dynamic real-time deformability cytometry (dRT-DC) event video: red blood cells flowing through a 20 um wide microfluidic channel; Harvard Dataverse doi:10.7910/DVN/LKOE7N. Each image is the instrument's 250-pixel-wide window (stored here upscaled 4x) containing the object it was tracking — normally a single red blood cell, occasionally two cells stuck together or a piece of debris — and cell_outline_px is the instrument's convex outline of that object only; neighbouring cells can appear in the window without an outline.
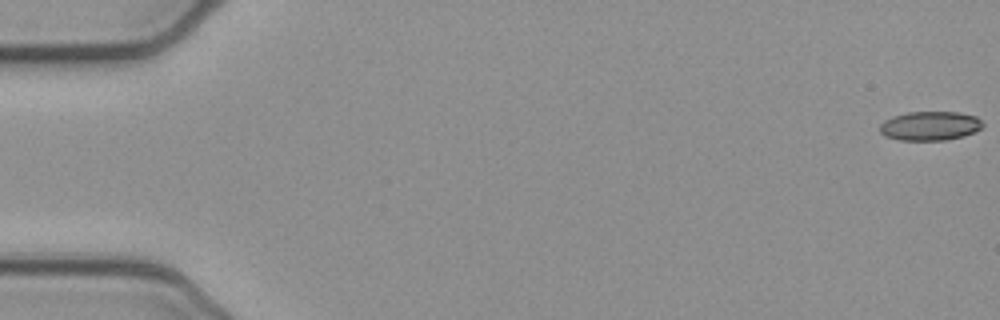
{"species": "common noctule bat (a hibernating species)", "species_latin": "Nyctalus noctula", "temperature_condition": "cold", "stored_images_in_passage": 53, "camera_frame_rate_fps": 3000, "um_per_image_px": 0.085, "animal": {"sex": "female", "body_mass_g": 21.9}, "frame": {"image": 1, "passage_image": 1, "time_ms": 0.0, "image_size_px": [1000, 320], "cell_outline_px": [[984, 124], [980, 128], [964, 136], [944, 140], [900, 140], [884, 136], [880, 132], [880, 124], [884, 120], [892, 116], [908, 112], [960, 112], [976, 116]], "centroid_in_image_um": [79.02, 10.69], "position_along_channel_um": 6.0, "area_um2": 17.46}}
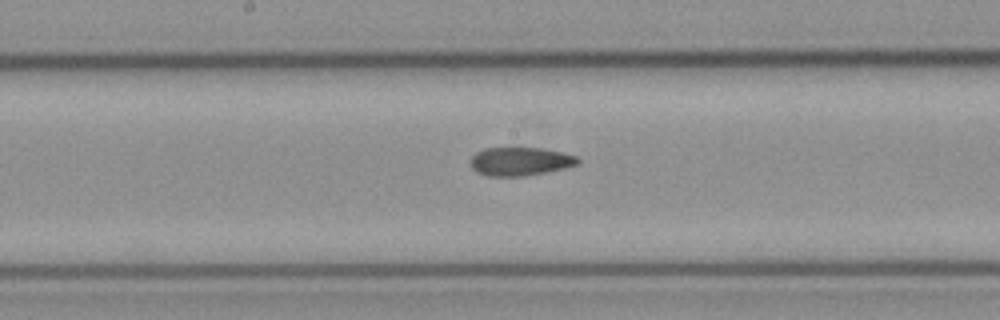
{"frame": {"image": 2, "passage_image": 28, "time_ms": 9.0, "image_size_px": [1000, 320], "cell_outline_px": [[580, 164], [564, 168], [524, 176], [488, 176], [476, 172], [472, 168], [472, 156], [476, 152], [484, 148], [540, 148], [564, 152], [576, 156], [580, 160]], "centroid_in_image_um": [44.23, 13.71], "position_along_channel_um": 204.0, "area_um2": 17.74}}
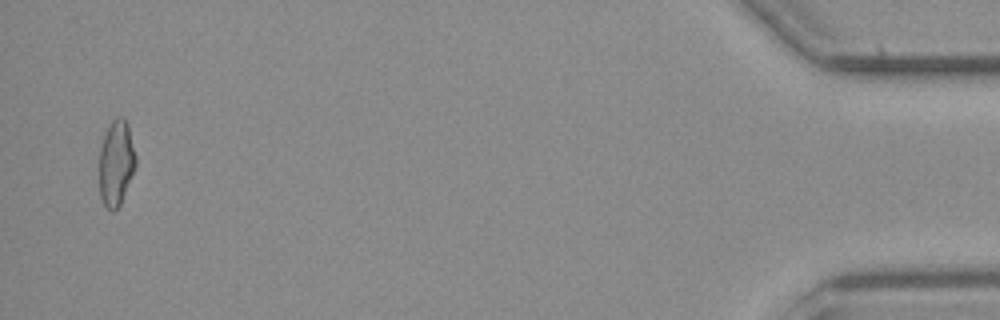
{"frame": {"image": 3, "passage_image": 52, "time_ms": 17.0, "image_size_px": [1000, 320], "cell_outline_px": [[136, 164], [120, 204], [112, 212], [104, 204], [100, 196], [100, 148], [104, 136], [112, 120], [120, 116], [124, 116], [128, 124], [136, 156]], "centroid_in_image_um": [9.88, 13.82], "position_along_channel_um": 425.3, "area_um2": 17.86}, "authors_computed_cell_mechanics": {"area_um2": 18.1492, "velocity_mm_per_s": 3.9091, "shape_relaxation_time_tau1_ms": 5.2684, "shape_relaxation_time_tau2_ms": 3.073, "deformation_change_tau1": 0.1488, "deformation_change_tau2": 0.1089}}